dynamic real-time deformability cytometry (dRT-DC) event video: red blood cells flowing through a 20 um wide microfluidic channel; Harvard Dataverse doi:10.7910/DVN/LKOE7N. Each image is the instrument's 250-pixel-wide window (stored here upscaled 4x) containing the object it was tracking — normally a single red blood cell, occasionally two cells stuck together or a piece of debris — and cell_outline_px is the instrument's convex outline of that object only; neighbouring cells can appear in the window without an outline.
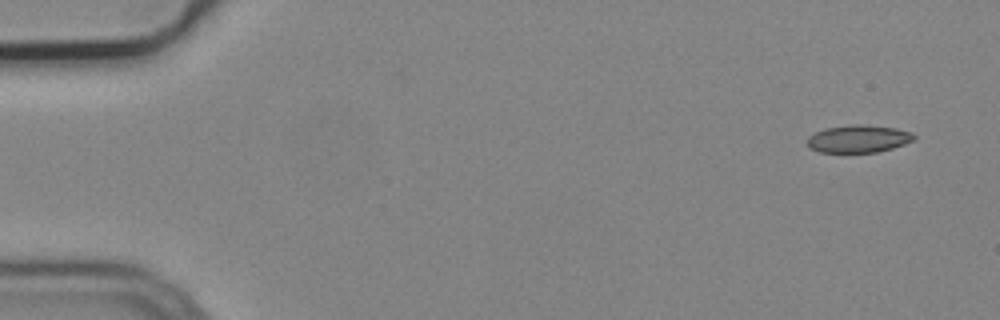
{"species": "common noctule bat (a hibernating species)", "species_latin": "Nyctalus noctula", "temperature_condition": "cold", "stored_images_in_passage": 7, "camera_frame_rate_fps": 3000, "um_per_image_px": 0.085, "animal": {"sex": "male", "body_mass_g": 19.2, "forearm_length_mm": 51.8}, "frame": {"image": 1, "passage_image": 1, "time_ms": 0.0, "image_size_px": [1000, 320], "cell_outline_px": [[916, 140], [892, 148], [876, 152], [820, 152], [808, 148], [808, 136], [824, 128], [852, 124], [864, 124], [896, 128], [912, 132], [916, 136]], "centroid_in_image_um": [72.98, 11.79], "position_along_channel_um": 12.0, "area_um2": 17.28}}
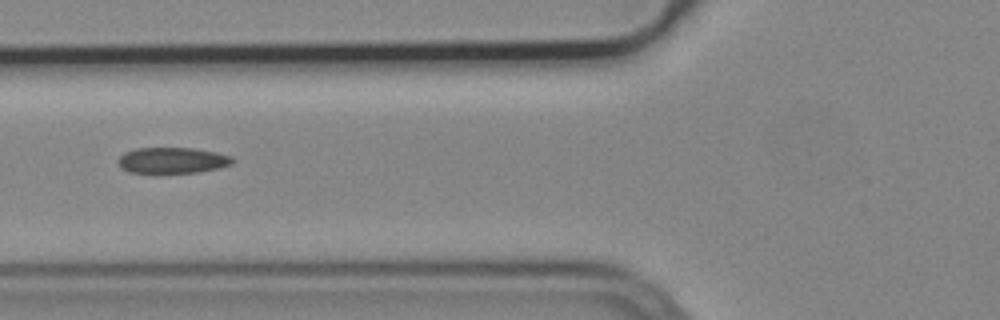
{"frame": {"image": 2, "passage_image": 6, "time_ms": 1.667, "image_size_px": [1000, 320], "cell_outline_px": [[236, 160], [232, 164], [220, 168], [200, 172], [128, 172], [120, 168], [116, 164], [116, 160], [124, 152], [136, 148], [196, 148], [216, 152], [232, 156]], "centroid_in_image_um": [14.65, 13.62], "position_along_channel_um": 111.1, "area_um2": 17.51}}
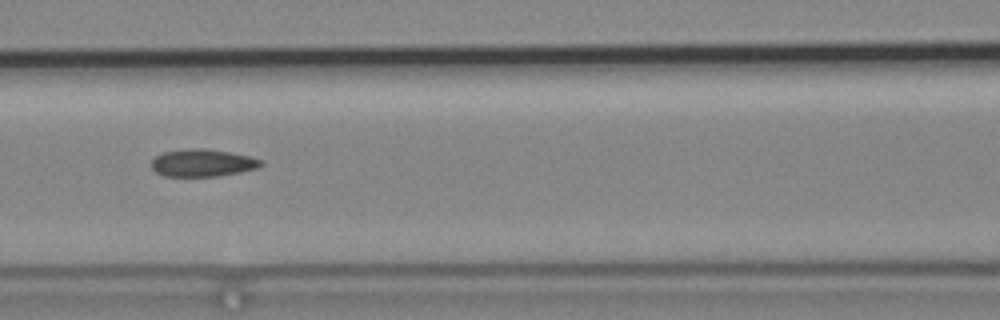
{"frame": {"image": 3, "passage_image": 7, "time_ms": 2.0, "image_size_px": [1000, 320], "cell_outline_px": [[264, 164], [260, 168], [240, 172], [216, 176], [164, 176], [156, 172], [152, 168], [152, 160], [156, 156], [164, 152], [188, 148], [204, 148], [228, 152], [248, 156], [260, 160]], "centroid_in_image_um": [17.22, 13.85], "position_along_channel_um": 149.4, "area_um2": 17.4}}